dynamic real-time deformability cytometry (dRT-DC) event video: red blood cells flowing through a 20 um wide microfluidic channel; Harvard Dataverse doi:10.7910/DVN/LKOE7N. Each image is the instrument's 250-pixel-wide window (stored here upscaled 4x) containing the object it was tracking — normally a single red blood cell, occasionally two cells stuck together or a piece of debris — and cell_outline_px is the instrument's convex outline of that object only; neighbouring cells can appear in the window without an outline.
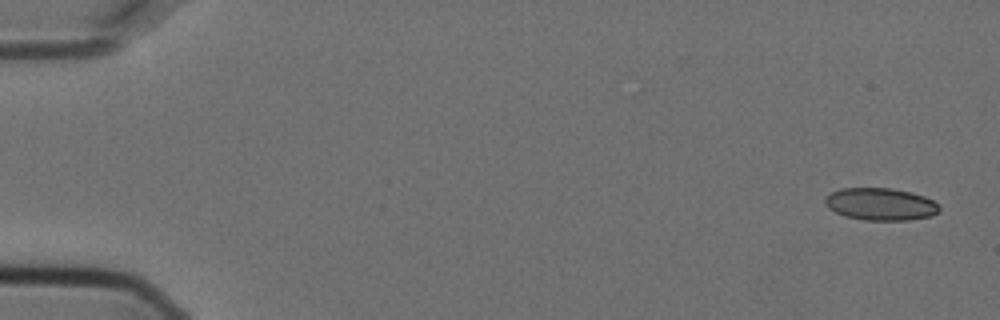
{"species": "Egyptian fruit bat (a non-hibernating species)", "species_latin": "Rousettus aegyptiacus", "temperature_condition": "cold", "stored_images_in_passage": 5, "camera_frame_rate_fps": 3000, "um_per_image_px": 0.085, "animal": {"sex": "female"}, "frame": {"image": 1, "passage_image": 1, "time_ms": 0.0, "image_size_px": [1000, 320], "cell_outline_px": [[940, 208], [932, 216], [908, 220], [864, 220], [844, 216], [828, 208], [824, 200], [832, 192], [840, 188], [892, 188], [912, 192], [924, 196], [932, 200]], "centroid_in_image_um": [74.84, 17.35], "position_along_channel_um": 10.2, "area_um2": 21.44}}
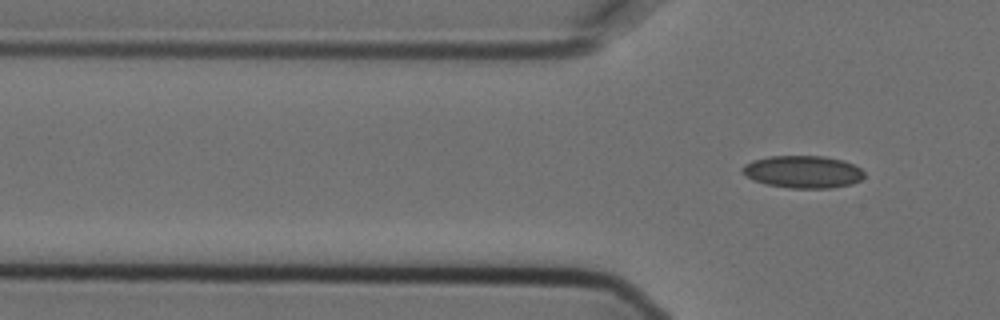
{"frame": {"image": 2, "passage_image": 5, "time_ms": 1.333, "image_size_px": [1000, 320], "cell_outline_px": [[864, 176], [860, 180], [852, 184], [828, 188], [788, 188], [768, 184], [752, 180], [740, 168], [744, 164], [752, 160], [768, 156], [824, 156], [844, 160], [860, 168], [864, 172]], "centroid_in_image_um": [68.25, 14.6], "position_along_channel_um": 57.6, "area_um2": 23.0}}